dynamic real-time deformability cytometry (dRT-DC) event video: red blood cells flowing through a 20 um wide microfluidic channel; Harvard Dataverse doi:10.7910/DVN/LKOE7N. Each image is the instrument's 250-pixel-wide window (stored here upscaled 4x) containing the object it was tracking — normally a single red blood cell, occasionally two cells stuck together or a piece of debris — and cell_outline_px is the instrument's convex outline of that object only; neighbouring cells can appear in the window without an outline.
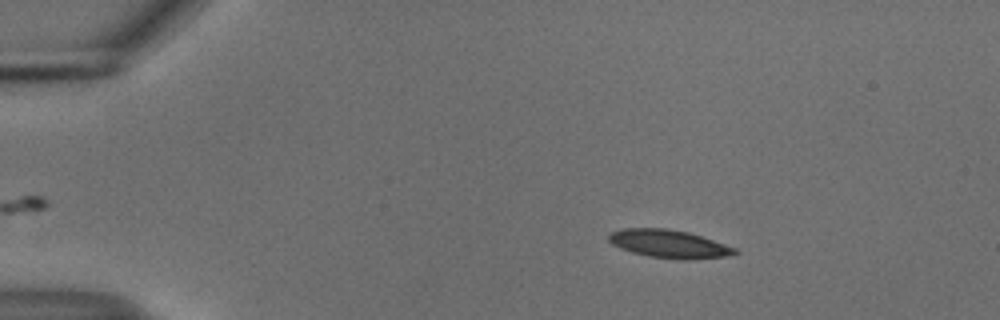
{"species": "common noctule bat (a hibernating species)", "species_latin": "Nyctalus noctula", "temperature_condition": "cold", "stored_images_in_passage": 53, "camera_frame_rate_fps": 3000, "um_per_image_px": 0.085, "animal": {"sex": "male", "body_mass_g": 18.8}, "frame": {"image": 1, "passage_image": 8, "time_ms": 2.333, "image_size_px": [1000, 320], "cell_outline_px": [[740, 252], [724, 256], [688, 260], [680, 260], [648, 256], [632, 252], [620, 248], [612, 244], [608, 240], [608, 236], [612, 232], [624, 228], [668, 228], [688, 232], [736, 248]], "centroid_in_image_um": [56.84, 20.73], "position_along_channel_um": 28.2, "area_um2": 20.52}}
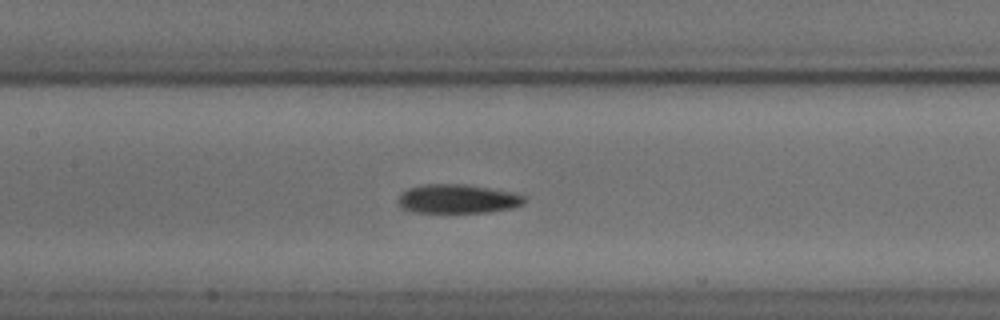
{"frame": {"image": 2, "passage_image": 25, "time_ms": 8.0, "image_size_px": [1000, 320], "cell_outline_px": [[528, 200], [524, 204], [512, 208], [488, 212], [416, 212], [400, 208], [396, 200], [400, 192], [408, 188], [424, 184], [464, 184], [512, 192], [528, 196]], "centroid_in_image_um": [38.89, 16.9], "position_along_channel_um": 168.5, "area_um2": 21.62}}
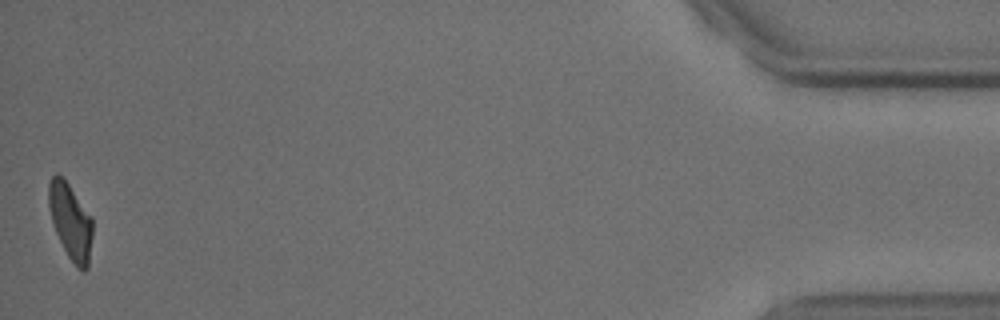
{"frame": {"image": 3, "passage_image": 53, "time_ms": 17.333, "image_size_px": [1000, 320], "cell_outline_px": [[92, 236], [88, 268], [84, 272], [76, 268], [68, 256], [56, 232], [48, 208], [48, 184], [52, 176], [56, 172], [68, 184], [92, 216]], "centroid_in_image_um": [6.0, 18.84], "position_along_channel_um": 429.2, "area_um2": 19.36}, "authors_computed_cell_mechanics": {"area_um2": 21.1548, "velocity_mm_per_s": 3.7079, "shape_relaxation_time_tau1_ms": 4.9663, "shape_relaxation_time_tau2_ms": null, "deformation_change_tau1": 0.1269, "deformation_change_tau2": null}}